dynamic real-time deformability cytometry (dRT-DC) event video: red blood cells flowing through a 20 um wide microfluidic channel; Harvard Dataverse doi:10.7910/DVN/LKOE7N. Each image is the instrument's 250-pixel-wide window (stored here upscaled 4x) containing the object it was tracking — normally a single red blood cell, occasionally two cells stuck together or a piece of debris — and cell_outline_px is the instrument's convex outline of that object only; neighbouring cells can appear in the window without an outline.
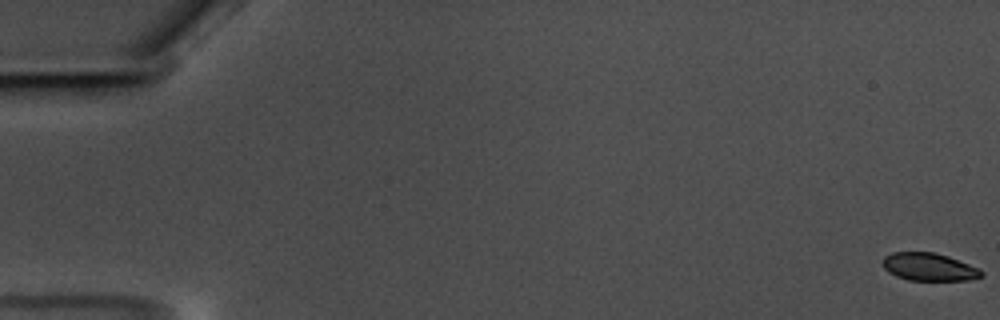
{"species": "common noctule bat (a hibernating species)", "species_latin": "Nyctalus noctula", "temperature_condition": "warm", "stored_images_in_passage": 60, "camera_frame_rate_fps": 3000, "um_per_image_px": 0.085, "animal": {"sex": "male", "body_mass_g": 17.5, "forearm_length_mm": 52.3}, "frame": {"image": 1, "passage_image": 1, "time_ms": 0.0, "image_size_px": [1000, 320], "cell_outline_px": [[984, 276], [968, 280], [908, 280], [896, 276], [888, 272], [884, 268], [884, 256], [892, 252], [932, 252], [948, 256], [980, 268], [984, 272]], "centroid_in_image_um": [79.0, 22.69], "position_along_channel_um": 6.0, "area_um2": 16.01}}
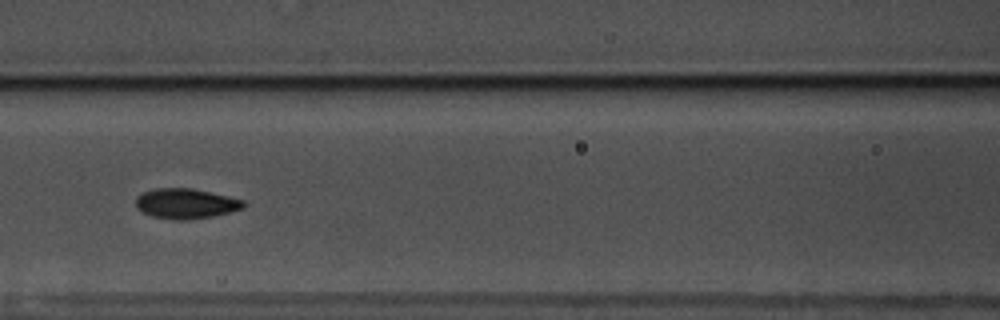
{"frame": {"image": 2, "passage_image": 28, "time_ms": 9.0, "image_size_px": [1000, 320], "cell_outline_px": [[248, 204], [244, 208], [216, 216], [188, 220], [176, 220], [152, 216], [136, 208], [136, 196], [144, 192], [156, 188], [192, 188], [228, 196], [244, 200]], "centroid_in_image_um": [15.83, 17.31], "position_along_channel_um": 150.8, "area_um2": 19.07}}
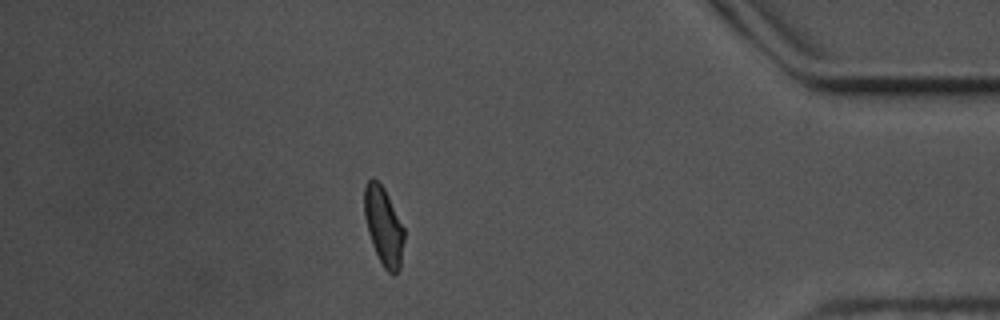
{"frame": {"image": 3, "passage_image": 53, "time_ms": 17.333, "image_size_px": [1000, 320], "cell_outline_px": [[404, 240], [400, 268], [396, 272], [388, 272], [384, 268], [372, 244], [368, 232], [364, 216], [364, 188], [368, 180], [372, 176], [384, 188], [404, 228]], "centroid_in_image_um": [32.59, 19.19], "position_along_channel_um": 402.6, "area_um2": 17.92}, "authors_computed_cell_mechanics": {"area_um2": 17.9758, "velocity_mm_per_s": 3.5043, "shape_relaxation_time_tau1_ms": 2.7011, "shape_relaxation_time_tau2_ms": 1.8993, "deformation_change_tau1": 0.1394, "deformation_change_tau2": 0.064}}